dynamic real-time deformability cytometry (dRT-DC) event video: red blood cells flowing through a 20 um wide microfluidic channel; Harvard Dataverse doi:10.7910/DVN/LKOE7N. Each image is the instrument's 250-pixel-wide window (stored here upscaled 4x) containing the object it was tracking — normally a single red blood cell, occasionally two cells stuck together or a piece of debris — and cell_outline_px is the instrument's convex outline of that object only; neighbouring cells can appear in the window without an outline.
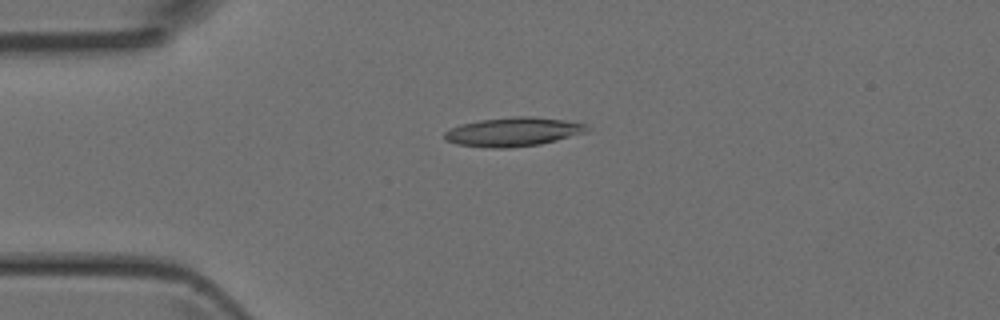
{"species": "Egyptian fruit bat (a non-hibernating species)", "species_latin": "Rousettus aegyptiacus", "temperature_condition": "room temperature", "stored_images_in_passage": 47, "camera_frame_rate_fps": 3000, "um_per_image_px": 0.085, "animal": {"sex": "female"}, "frame": {"image": 1, "passage_image": 11, "time_ms": 3.333, "image_size_px": [1000, 320], "cell_outline_px": [[588, 132], [540, 144], [508, 148], [492, 148], [456, 144], [444, 140], [444, 132], [460, 124], [480, 120], [512, 116], [532, 116], [564, 120], [588, 124]], "centroid_in_image_um": [43.62, 11.2], "position_along_channel_um": 41.4, "area_um2": 24.1}}
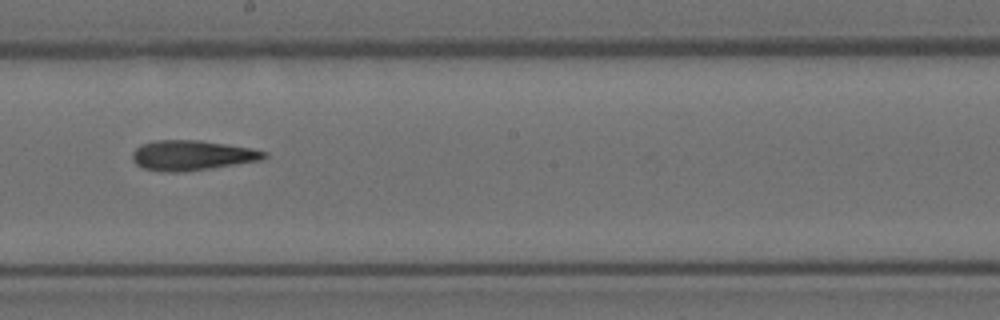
{"frame": {"image": 2, "passage_image": 26, "time_ms": 8.333, "image_size_px": [1000, 320], "cell_outline_px": [[268, 156], [260, 160], [184, 172], [164, 172], [144, 168], [136, 164], [132, 160], [132, 152], [140, 144], [156, 140], [200, 140], [252, 148], [268, 152]], "centroid_in_image_um": [16.29, 13.2], "position_along_channel_um": 231.9, "area_um2": 23.06}}
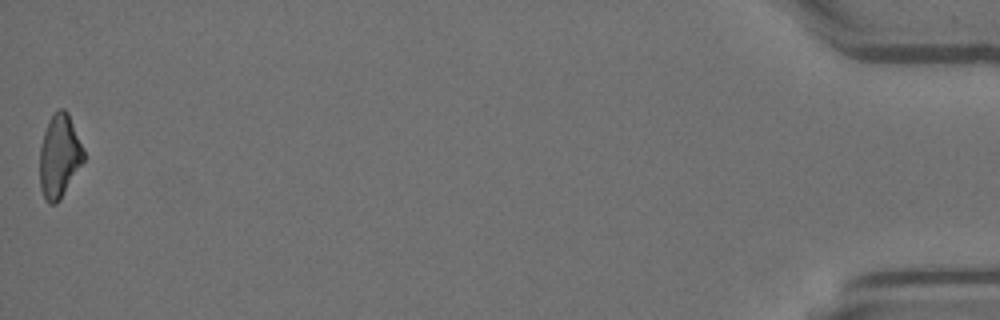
{"frame": {"image": 3, "passage_image": 47, "time_ms": 15.333, "image_size_px": [1000, 320], "cell_outline_px": [[84, 160], [60, 200], [56, 204], [48, 204], [44, 200], [40, 188], [40, 148], [44, 132], [48, 120], [60, 108], [64, 108], [68, 112], [84, 152]], "centroid_in_image_um": [5.02, 13.31], "position_along_channel_um": 430.2, "area_um2": 21.15}}